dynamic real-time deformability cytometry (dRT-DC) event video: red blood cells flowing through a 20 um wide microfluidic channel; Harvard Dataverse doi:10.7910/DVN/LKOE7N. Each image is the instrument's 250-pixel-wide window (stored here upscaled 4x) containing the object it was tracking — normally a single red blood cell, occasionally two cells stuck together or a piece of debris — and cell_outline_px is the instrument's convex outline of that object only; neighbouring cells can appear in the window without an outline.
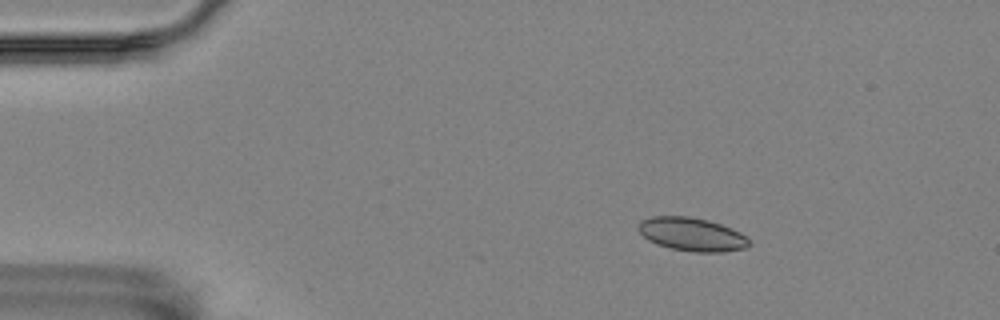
{"species": "Egyptian fruit bat (a non-hibernating species)", "species_latin": "Rousettus aegyptiacus", "temperature_condition": "room temperature", "stored_images_in_passage": 4, "camera_frame_rate_fps": 3000, "um_per_image_px": 0.085, "animal": {"sex": "female"}, "frame": {"image": 1, "passage_image": 1, "time_ms": 0.0, "image_size_px": [1000, 320], "cell_outline_px": [[752, 244], [744, 248], [720, 252], [692, 252], [672, 248], [656, 244], [648, 240], [636, 228], [636, 224], [640, 220], [652, 216], [688, 216], [708, 220], [720, 224], [740, 232], [748, 236], [752, 240]], "centroid_in_image_um": [58.8, 19.91], "position_along_channel_um": 26.2, "area_um2": 21.79}}